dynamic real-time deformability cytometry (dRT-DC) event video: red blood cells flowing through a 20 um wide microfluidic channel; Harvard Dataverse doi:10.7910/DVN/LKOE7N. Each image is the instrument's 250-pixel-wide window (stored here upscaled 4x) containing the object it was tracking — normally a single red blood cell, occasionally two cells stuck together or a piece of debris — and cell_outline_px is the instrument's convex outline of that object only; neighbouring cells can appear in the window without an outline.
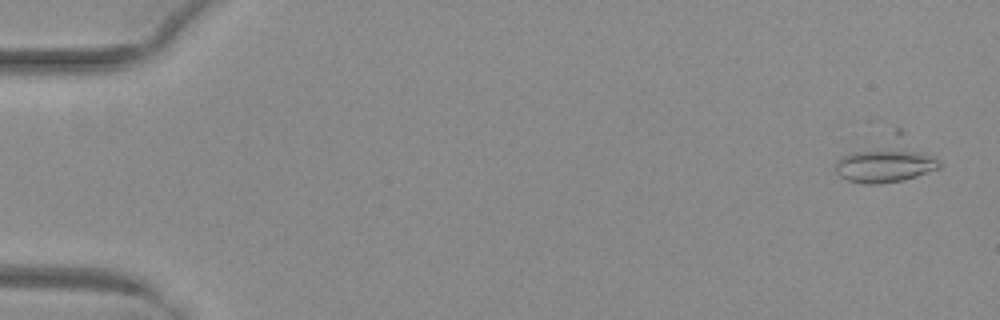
{"species": "common noctule bat (a hibernating species)", "species_latin": "Nyctalus noctula", "temperature_condition": "warm", "stored_images_in_passage": 54, "camera_frame_rate_fps": 3000, "um_per_image_px": 0.085, "animal": {"sex": "female", "body_mass_g": 29.2, "forearm_length_mm": 56.3}, "frame": {"image": 1, "passage_image": 4, "time_ms": 1.0, "image_size_px": [1000, 320], "cell_outline_px": [[940, 168], [916, 176], [900, 180], [880, 184], [864, 184], [848, 180], [840, 176], [836, 172], [836, 160], [840, 156], [892, 124], [900, 128], [940, 160]], "centroid_in_image_um": [75.34, 13.5], "position_along_channel_um": 9.7, "area_um2": 28.26}}
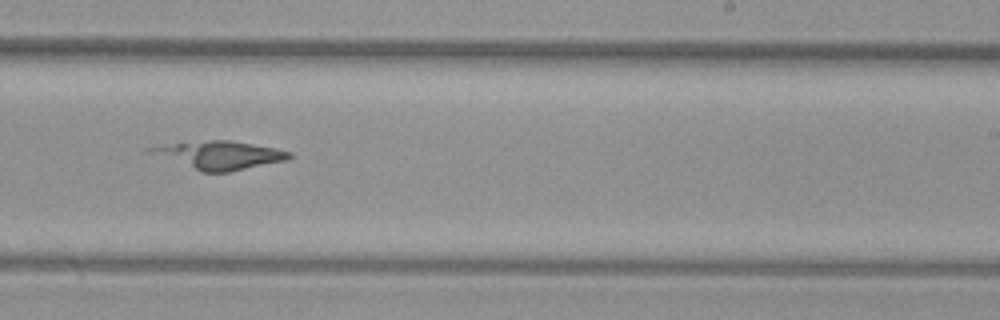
{"frame": {"image": 2, "passage_image": 35, "time_ms": 11.333, "image_size_px": [1000, 320], "cell_outline_px": [[292, 156], [288, 160], [228, 172], [200, 172], [144, 152], [144, 148], [164, 144], [212, 140], [228, 140], [276, 148], [292, 152]], "centroid_in_image_um": [18.58, 13.19], "position_along_channel_um": 270.4, "area_um2": 23.06}}
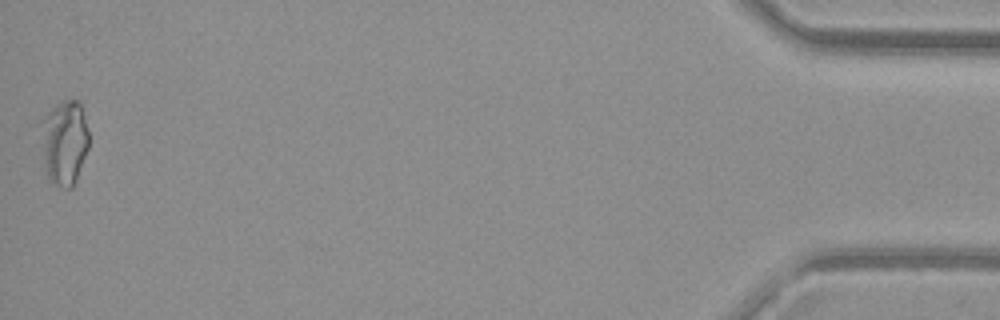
{"frame": {"image": 3, "passage_image": 54, "time_ms": 17.667, "image_size_px": [1000, 320], "cell_outline_px": [[88, 148], [76, 180], [72, 188], [60, 188], [48, 176], [44, 160], [44, 120], [48, 112], [56, 104], [64, 100], [80, 100], [88, 132]], "centroid_in_image_um": [5.54, 12.1], "position_along_channel_um": 429.7, "area_um2": 22.72}}